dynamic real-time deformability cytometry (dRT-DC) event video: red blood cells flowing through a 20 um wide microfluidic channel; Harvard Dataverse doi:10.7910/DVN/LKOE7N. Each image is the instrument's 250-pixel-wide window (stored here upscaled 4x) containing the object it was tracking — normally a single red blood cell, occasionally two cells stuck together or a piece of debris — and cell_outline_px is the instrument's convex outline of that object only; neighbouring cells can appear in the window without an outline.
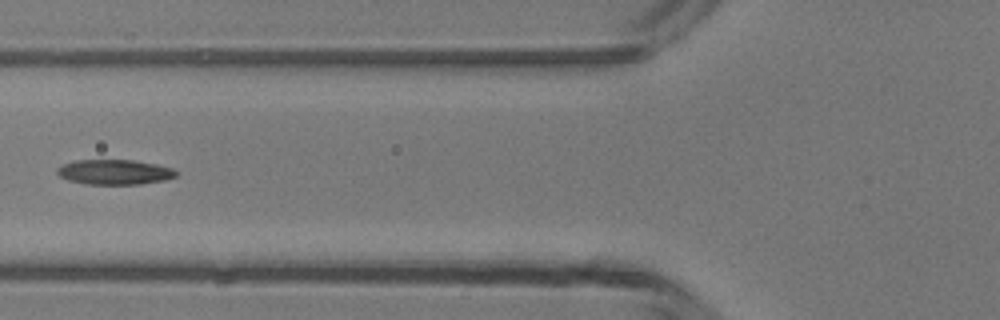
{"species": "common noctule bat (a hibernating species)", "species_latin": "Nyctalus noctula", "temperature_condition": "room temperature", "stored_images_in_passage": 5, "camera_frame_rate_fps": 3000, "um_per_image_px": 0.085, "animal": {"sex": "male", "body_mass_g": 13.3}, "frame": {"image": 1, "passage_image": 5, "time_ms": 5.333, "image_size_px": [1000, 320], "cell_outline_px": [[176, 176], [164, 180], [140, 184], [84, 184], [68, 180], [60, 176], [56, 172], [56, 168], [64, 164], [76, 160], [132, 160], [156, 164], [172, 168], [176, 172]], "centroid_in_image_um": [9.71, 14.62], "position_along_channel_um": 116.1, "area_um2": 17.22}}